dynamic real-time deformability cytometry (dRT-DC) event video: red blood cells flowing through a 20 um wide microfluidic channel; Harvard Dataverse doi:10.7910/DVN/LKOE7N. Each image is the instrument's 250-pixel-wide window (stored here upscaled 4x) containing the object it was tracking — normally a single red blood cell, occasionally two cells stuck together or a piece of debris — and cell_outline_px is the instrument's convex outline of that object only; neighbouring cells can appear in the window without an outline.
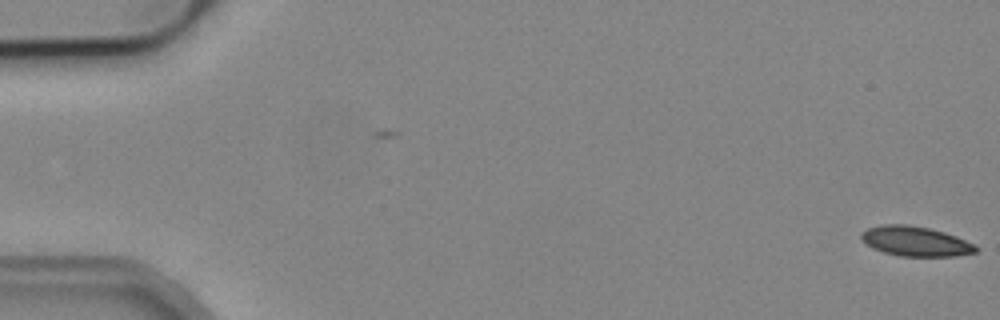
{"species": "common noctule bat (a hibernating species)", "species_latin": "Nyctalus noctula", "temperature_condition": "cold", "stored_images_in_passage": 6, "camera_frame_rate_fps": 3000, "um_per_image_px": 0.085, "animal": {"sex": "male", "body_mass_g": 19.2, "forearm_length_mm": 51.8}, "frame": {"image": 1, "passage_image": 6, "time_ms": 1.667, "image_size_px": [1000, 320], "cell_outline_px": [[980, 248], [976, 252], [956, 256], [900, 256], [884, 252], [872, 248], [860, 240], [860, 232], [868, 228], [880, 224], [908, 224], [928, 228], [944, 232], [956, 236], [976, 244]], "centroid_in_image_um": [77.8, 20.5], "position_along_channel_um": 7.2, "area_um2": 20.17}}